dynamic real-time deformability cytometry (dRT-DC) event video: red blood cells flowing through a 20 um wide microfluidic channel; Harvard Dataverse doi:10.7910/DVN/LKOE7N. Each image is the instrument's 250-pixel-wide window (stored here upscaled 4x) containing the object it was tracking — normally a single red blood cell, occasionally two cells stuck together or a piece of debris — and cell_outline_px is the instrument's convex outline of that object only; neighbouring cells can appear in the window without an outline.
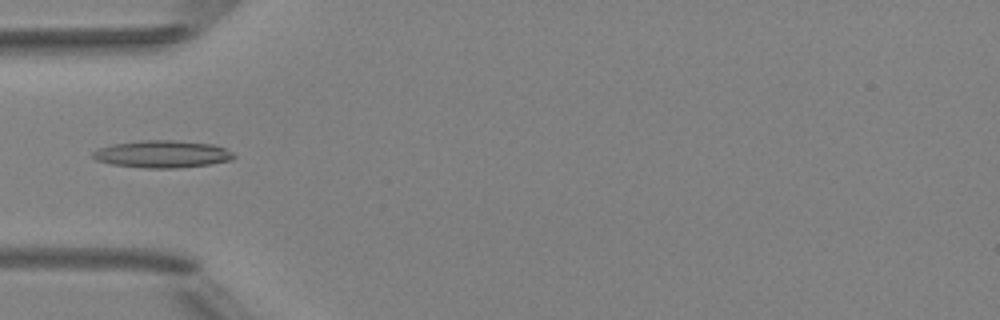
{"species": "Egyptian fruit bat (a non-hibernating species)", "species_latin": "Rousettus aegyptiacus", "temperature_condition": "room temperature", "stored_images_in_passage": 4, "camera_frame_rate_fps": 3000, "um_per_image_px": 0.085, "animal": {"sex": "female"}, "frame": {"image": 1, "passage_image": 3, "time_ms": 2.333, "image_size_px": [1000, 320], "cell_outline_px": [[236, 156], [232, 160], [208, 164], [176, 168], [144, 168], [112, 164], [96, 160], [92, 156], [92, 152], [100, 148], [112, 144], [140, 140], [172, 140], [212, 144], [224, 148], [232, 152]], "centroid_in_image_um": [13.79, 13.09], "position_along_channel_um": 71.2, "area_um2": 22.31}}
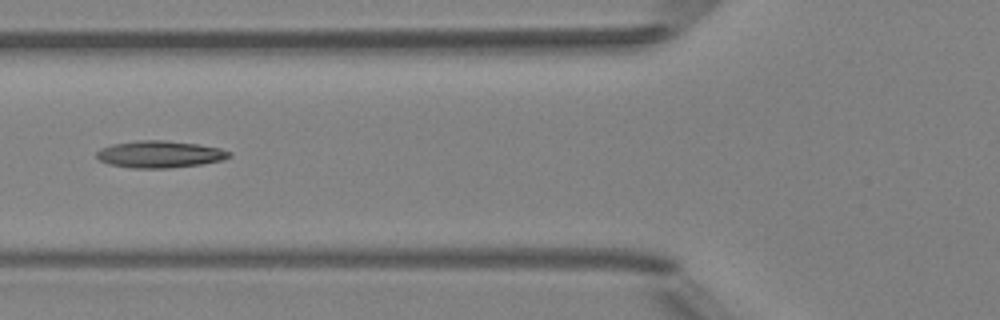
{"frame": {"image": 2, "passage_image": 4, "time_ms": 3.333, "image_size_px": [1000, 320], "cell_outline_px": [[232, 156], [224, 160], [200, 164], [168, 168], [132, 168], [108, 164], [100, 160], [96, 156], [96, 152], [100, 148], [112, 144], [136, 140], [164, 140], [196, 144], [220, 148], [232, 152]], "centroid_in_image_um": [13.58, 13.11], "position_along_channel_um": 112.2, "area_um2": 20.92}}